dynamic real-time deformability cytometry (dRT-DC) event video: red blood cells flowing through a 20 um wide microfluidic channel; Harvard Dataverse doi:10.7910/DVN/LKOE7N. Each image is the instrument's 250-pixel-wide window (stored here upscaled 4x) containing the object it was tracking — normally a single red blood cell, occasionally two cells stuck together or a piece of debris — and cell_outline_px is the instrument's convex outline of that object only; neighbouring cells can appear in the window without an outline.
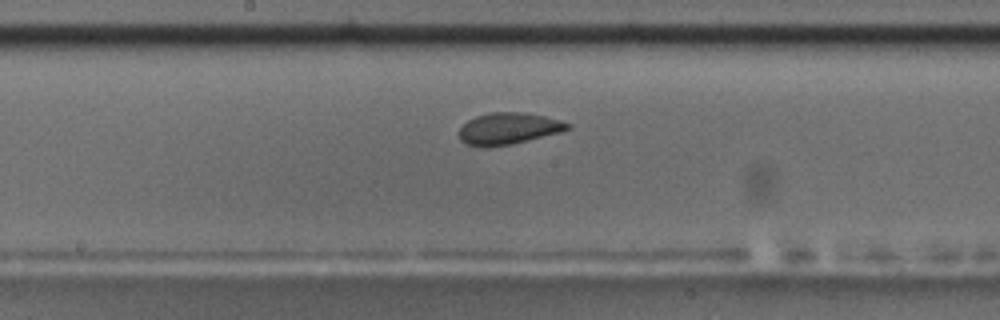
{"species": "common noctule bat (a hibernating species)", "species_latin": "Nyctalus noctula", "temperature_condition": "room temperature", "stored_images_in_passage": 31, "camera_frame_rate_fps": 3000, "um_per_image_px": 0.085, "animal": {"sex": "male", "body_mass_g": 17.5, "forearm_length_mm": 52.3}, "frame": {"image": 1, "passage_image": 27, "time_ms": 8.667, "image_size_px": [1000, 320], "cell_outline_px": [[572, 128], [560, 132], [512, 144], [484, 148], [464, 144], [460, 140], [460, 128], [468, 120], [476, 116], [488, 112], [520, 112], [544, 116], [560, 120], [572, 124]], "centroid_in_image_um": [43.21, 10.93], "position_along_channel_um": 205.0, "area_um2": 20.11}}